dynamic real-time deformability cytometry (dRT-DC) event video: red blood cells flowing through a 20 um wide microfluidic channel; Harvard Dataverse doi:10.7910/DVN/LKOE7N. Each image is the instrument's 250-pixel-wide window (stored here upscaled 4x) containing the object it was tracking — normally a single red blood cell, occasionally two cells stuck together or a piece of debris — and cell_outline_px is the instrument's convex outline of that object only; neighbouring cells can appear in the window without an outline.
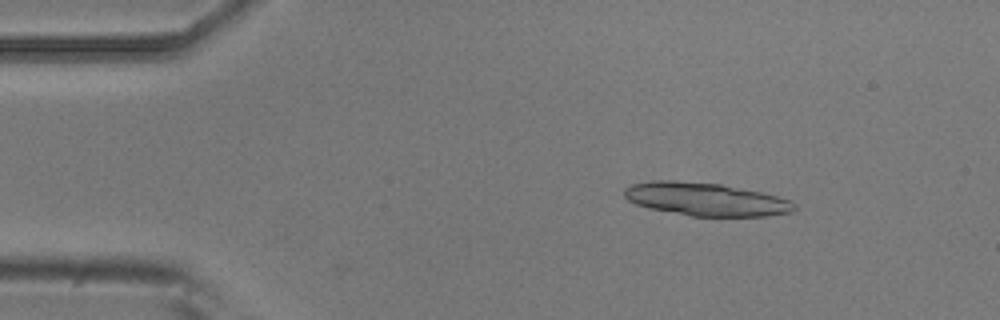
{"species": "common noctule bat (a hibernating species)", "species_latin": "Nyctalus noctula", "temperature_condition": "room temperature", "stored_images_in_passage": 5, "camera_frame_rate_fps": 3000, "um_per_image_px": 0.085, "animal": {"sex": "male", "body_mass_g": 20.5, "forearm_length_mm": 52.5}, "frame": {"image": 1, "passage_image": 2, "time_ms": 0.333, "image_size_px": [1000, 320], "cell_outline_px": [[796, 208], [792, 212], [768, 216], [688, 216], [652, 208], [636, 204], [628, 200], [624, 196], [624, 188], [632, 184], [652, 180], [672, 180], [720, 184], [760, 192], [792, 200], [796, 204]], "centroid_in_image_um": [60.0, 16.94], "position_along_channel_um": 25.0, "area_um2": 32.71}}